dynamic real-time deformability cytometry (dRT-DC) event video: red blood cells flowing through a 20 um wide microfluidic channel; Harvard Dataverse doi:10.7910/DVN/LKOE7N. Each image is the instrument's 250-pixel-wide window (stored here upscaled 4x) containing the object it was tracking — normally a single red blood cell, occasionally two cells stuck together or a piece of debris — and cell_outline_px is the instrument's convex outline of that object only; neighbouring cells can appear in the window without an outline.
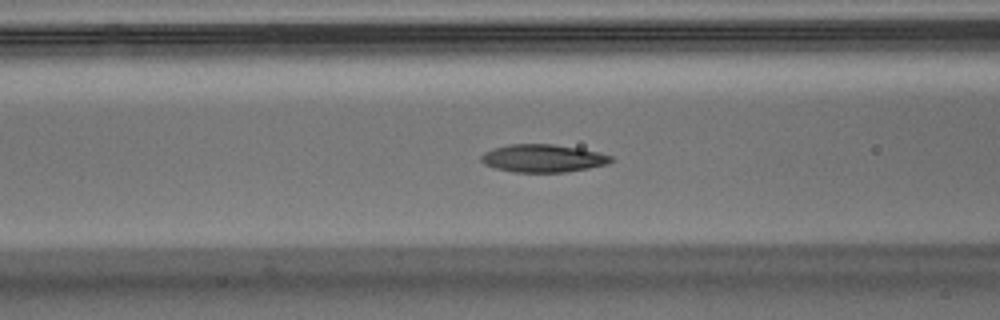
{"species": "Egyptian fruit bat (a non-hibernating species)", "species_latin": "Rousettus aegyptiacus", "temperature_condition": "warm", "stored_images_in_passage": 39, "camera_frame_rate_fps": 3000, "um_per_image_px": 0.085, "animal": {"sex": "male"}, "frame": {"image": 1, "passage_image": 5, "time_ms": 1.333, "image_size_px": [1000, 320], "cell_outline_px": [[612, 160], [608, 164], [588, 168], [564, 172], [512, 172], [496, 168], [484, 164], [480, 160], [480, 156], [484, 152], [492, 148], [508, 144], [552, 144], [580, 148], [600, 152], [612, 156]], "centroid_in_image_um": [46.13, 13.45], "position_along_channel_um": 120.5, "area_um2": 21.15}}
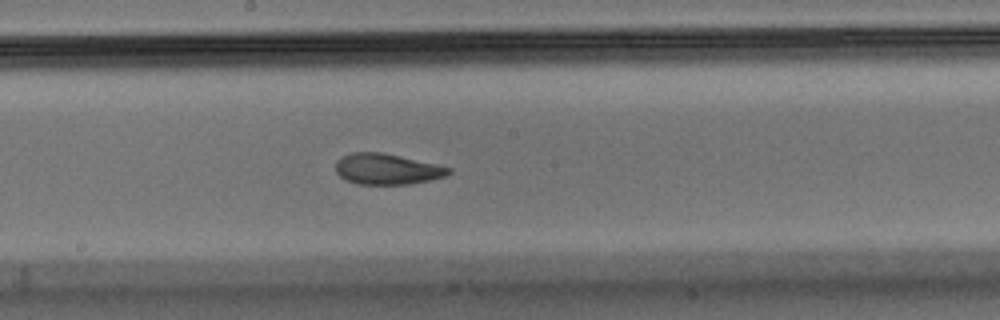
{"frame": {"image": 2, "passage_image": 13, "time_ms": 4.0, "image_size_px": [1000, 320], "cell_outline_px": [[452, 172], [448, 176], [408, 184], [356, 184], [344, 180], [336, 172], [336, 160], [340, 156], [352, 152], [384, 152], [436, 164], [452, 168]], "centroid_in_image_um": [32.87, 14.36], "position_along_channel_um": 215.3, "area_um2": 20.52}}
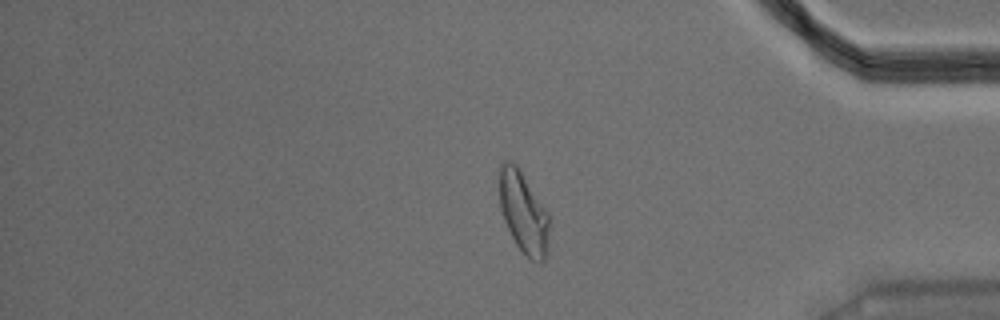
{"frame": {"image": 3, "passage_image": 30, "time_ms": 9.667, "image_size_px": [1000, 320], "cell_outline_px": [[548, 244], [544, 260], [540, 264], [532, 260], [516, 244], [504, 220], [500, 208], [500, 164], [504, 160], [508, 160], [516, 164], [548, 212]], "centroid_in_image_um": [44.49, 18.05], "position_along_channel_um": 390.7, "area_um2": 23.29}, "authors_computed_cell_mechanics": {"area_um2": 21.0392, "velocity_mm_per_s": 3.5488, "shape_relaxation_time_tau1_ms": 6.3113, "shape_relaxation_time_tau2_ms": 1.6964, "deformation_change_tau1": 0.1874, "deformation_change_tau2": 0.0731}}